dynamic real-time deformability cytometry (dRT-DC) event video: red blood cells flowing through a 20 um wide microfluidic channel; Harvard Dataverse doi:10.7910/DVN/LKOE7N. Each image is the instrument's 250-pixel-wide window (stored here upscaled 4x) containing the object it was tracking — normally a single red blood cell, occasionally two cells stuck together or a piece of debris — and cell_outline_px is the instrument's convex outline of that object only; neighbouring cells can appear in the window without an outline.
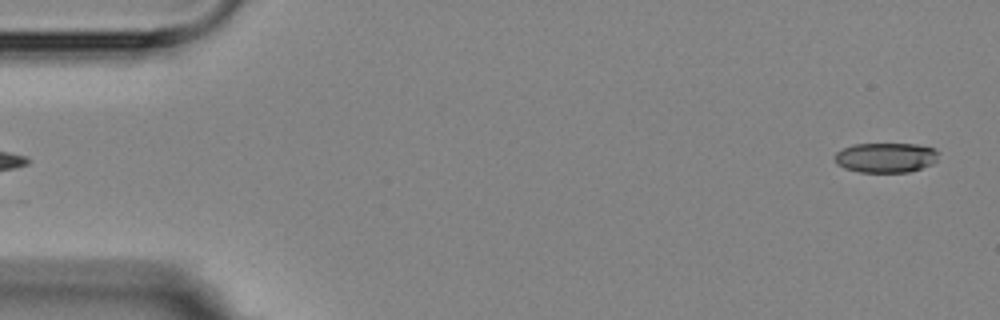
{"species": "Egyptian fruit bat (a non-hibernating species)", "species_latin": "Rousettus aegyptiacus", "temperature_condition": "room temperature", "stored_images_in_passage": 5, "camera_frame_rate_fps": 3000, "um_per_image_px": 0.085, "animal": {"sex": "female"}, "frame": {"image": 1, "passage_image": 5, "time_ms": 5.667, "image_size_px": [1000, 320], "cell_outline_px": [[940, 152], [936, 160], [932, 164], [908, 172], [860, 172], [844, 168], [836, 164], [836, 152], [852, 144], [916, 144], [936, 148]], "centroid_in_image_um": [75.32, 13.39], "position_along_channel_um": 9.7, "area_um2": 18.09}}